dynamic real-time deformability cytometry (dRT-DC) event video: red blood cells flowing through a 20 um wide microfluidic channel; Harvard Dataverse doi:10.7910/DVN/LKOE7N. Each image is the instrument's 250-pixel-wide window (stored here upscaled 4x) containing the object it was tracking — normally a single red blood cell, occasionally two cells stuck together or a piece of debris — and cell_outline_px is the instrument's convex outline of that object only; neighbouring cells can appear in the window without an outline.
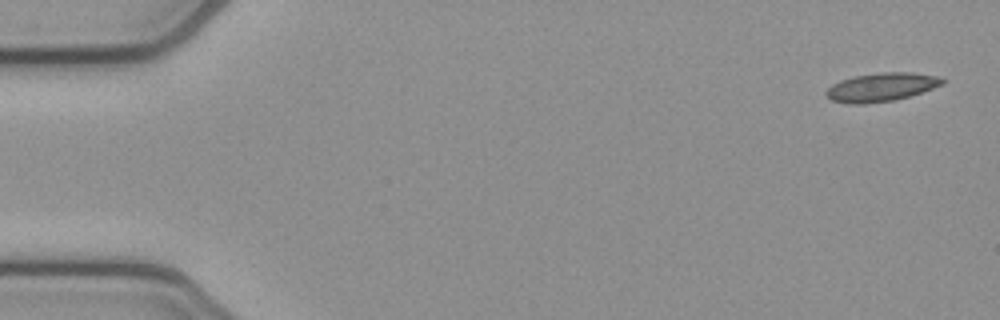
{"species": "common noctule bat (a hibernating species)", "species_latin": "Nyctalus noctula", "temperature_condition": "cold", "stored_images_in_passage": 5, "camera_frame_rate_fps": 3000, "um_per_image_px": 0.085, "animal": {"sex": "female", "body_mass_g": 21.9}, "frame": {"image": 1, "passage_image": 1, "time_ms": 0.0, "image_size_px": [1000, 320], "cell_outline_px": [[944, 84], [896, 100], [864, 104], [848, 104], [832, 100], [824, 92], [832, 84], [840, 80], [852, 76], [880, 72], [908, 72], [936, 76], [944, 80]], "centroid_in_image_um": [74.86, 7.41], "position_along_channel_um": 10.1, "area_um2": 19.25}}
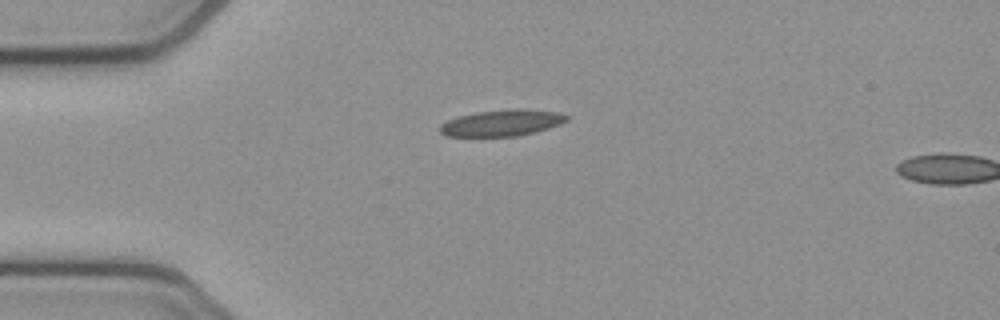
{"frame": {"image": 2, "passage_image": 4, "time_ms": 1.0, "image_size_px": [1000, 320], "cell_outline_px": [[568, 120], [560, 124], [548, 128], [516, 136], [444, 136], [440, 132], [440, 124], [448, 120], [460, 116], [476, 112], [516, 108], [520, 108], [556, 112], [568, 116]], "centroid_in_image_um": [42.64, 10.44], "position_along_channel_um": 42.4, "area_um2": 19.25}}